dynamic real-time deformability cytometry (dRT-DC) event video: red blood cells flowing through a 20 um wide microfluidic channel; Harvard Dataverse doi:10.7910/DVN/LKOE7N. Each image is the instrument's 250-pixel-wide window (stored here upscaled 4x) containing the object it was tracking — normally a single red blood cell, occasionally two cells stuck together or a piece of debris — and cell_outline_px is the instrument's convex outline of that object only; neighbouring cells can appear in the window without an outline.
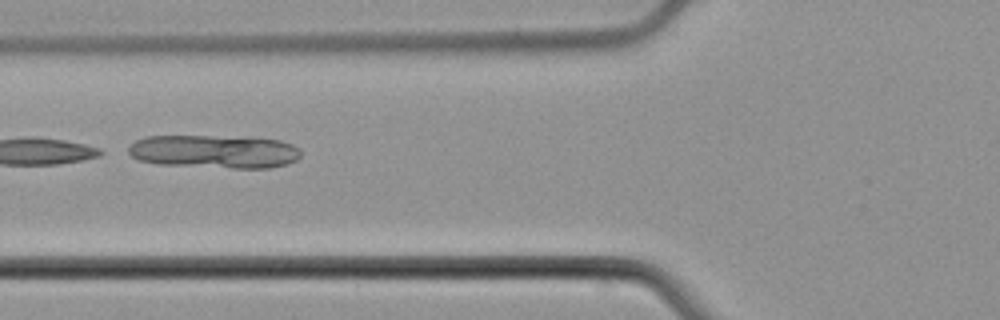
{"species": "common noctule bat (a hibernating species)", "species_latin": "Nyctalus noctula", "temperature_condition": "cold", "stored_images_in_passage": 5, "camera_frame_rate_fps": 3000, "um_per_image_px": 0.085, "animal": {"sex": "male", "body_mass_g": 21.5, "forearm_length_mm": 52.0}, "frame": {"image": 1, "passage_image": 5, "time_ms": 6.333, "image_size_px": [1000, 320], "cell_outline_px": [[300, 156], [296, 160], [288, 164], [268, 168], [232, 168], [160, 164], [136, 160], [128, 152], [128, 148], [136, 140], [144, 136], [252, 136], [280, 140], [292, 144], [300, 148]], "centroid_in_image_um": [18.26, 12.87], "position_along_channel_um": 107.5, "area_um2": 33.99}}